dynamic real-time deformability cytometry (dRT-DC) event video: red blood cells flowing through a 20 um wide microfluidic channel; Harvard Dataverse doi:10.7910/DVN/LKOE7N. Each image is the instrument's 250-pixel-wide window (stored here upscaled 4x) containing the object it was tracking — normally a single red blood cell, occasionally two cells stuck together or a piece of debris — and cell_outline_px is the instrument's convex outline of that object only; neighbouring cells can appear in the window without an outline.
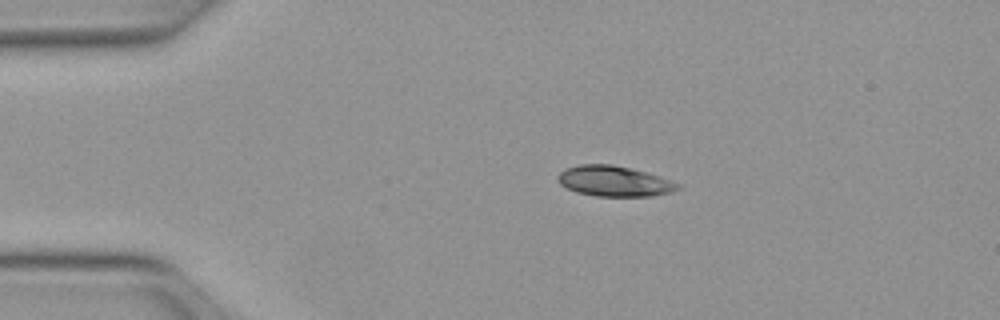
{"species": "Egyptian fruit bat (a non-hibernating species)", "species_latin": "Rousettus aegyptiacus", "temperature_condition": "warm", "stored_images_in_passage": 41, "camera_frame_rate_fps": 3000, "um_per_image_px": 0.085, "animal": {"sex": "female"}, "frame": {"image": 1, "passage_image": 1, "time_ms": 0.0, "image_size_px": [1000, 320], "cell_outline_px": [[684, 184], [680, 188], [672, 192], [652, 196], [596, 196], [576, 192], [560, 184], [556, 180], [556, 176], [564, 168], [580, 164], [612, 164], [660, 176]], "centroid_in_image_um": [52.22, 15.4], "position_along_channel_um": 32.8, "area_um2": 21.5}}
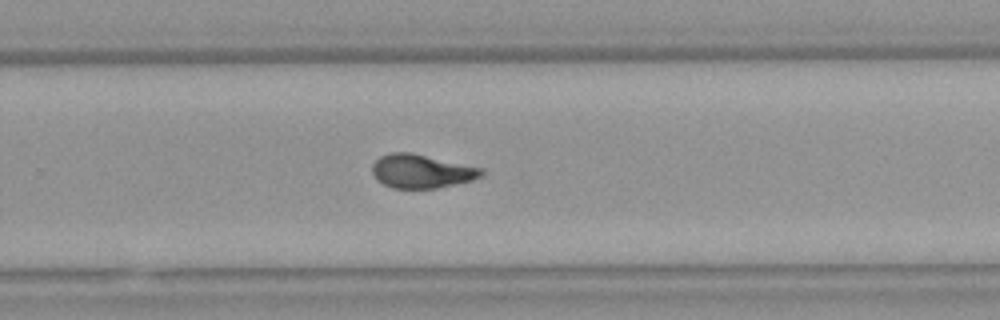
{"frame": {"image": 2, "passage_image": 24, "time_ms": 7.667, "image_size_px": [1000, 320], "cell_outline_px": [[484, 176], [472, 180], [436, 188], [392, 188], [376, 180], [372, 172], [372, 164], [380, 156], [392, 152], [408, 152], [484, 168]], "centroid_in_image_um": [35.83, 14.56], "position_along_channel_um": 294.0, "area_um2": 21.39}}
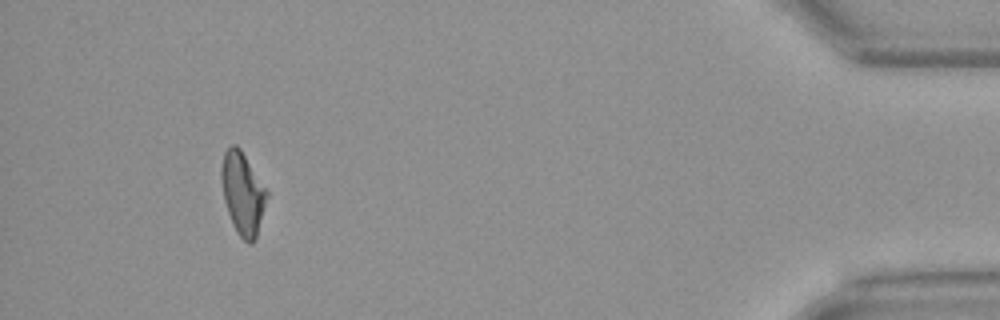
{"frame": {"image": 3, "passage_image": 38, "time_ms": 12.333, "image_size_px": [1000, 320], "cell_outline_px": [[268, 196], [256, 240], [252, 244], [248, 244], [240, 236], [228, 212], [224, 200], [220, 180], [220, 168], [224, 152], [232, 144], [236, 144], [240, 148], [268, 192]], "centroid_in_image_um": [20.62, 16.43], "position_along_channel_um": 414.6, "area_um2": 21.73}, "authors_computed_cell_mechanics": {"area_um2": 21.7328, "velocity_mm_per_s": 4.0158, "shape_relaxation_time_tau1_ms": 6.2685, "shape_relaxation_time_tau2_ms": 1.6442, "deformation_change_tau1": 0.1967, "deformation_change_tau2": 0.0626}}